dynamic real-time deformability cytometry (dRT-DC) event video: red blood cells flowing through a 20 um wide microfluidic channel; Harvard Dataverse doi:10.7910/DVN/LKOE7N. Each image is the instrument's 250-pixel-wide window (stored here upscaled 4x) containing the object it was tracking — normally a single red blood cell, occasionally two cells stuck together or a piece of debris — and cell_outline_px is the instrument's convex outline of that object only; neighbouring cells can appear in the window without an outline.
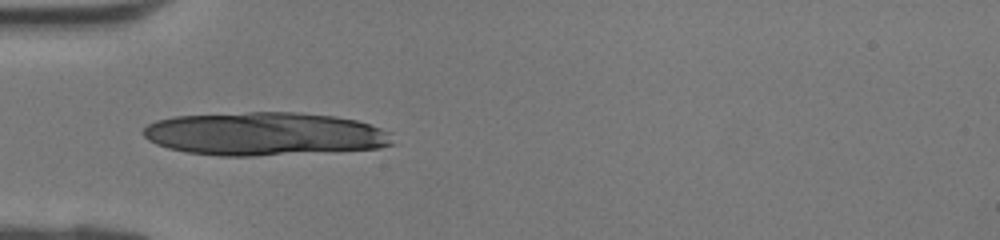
{"species": "human", "species_latin": "Homo sapiens", "temperature_condition": "room temperature", "stored_images_in_passage": 29, "camera_frame_rate_fps": 3000, "um_per_image_px": 0.085, "donor": {"sex": "female"}, "frame": {"image": 1, "passage_image": 1, "time_ms": 0.0, "image_size_px": [1000, 240], "cell_outline_px": [[396, 144], [380, 148], [256, 156], [220, 156], [188, 152], [168, 148], [156, 144], [148, 140], [144, 136], [144, 128], [148, 124], [156, 120], [176, 116], [248, 112], [296, 112], [336, 116], [356, 120], [392, 132]], "centroid_in_image_um": [22.53, 11.38], "position_along_channel_um": 62.5, "area_um2": 63.12}}
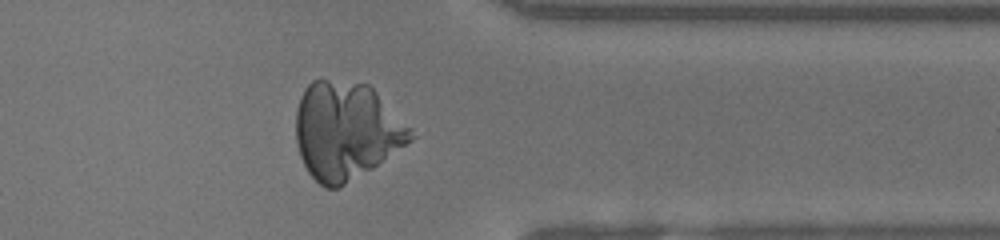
{"frame": {"image": 2, "passage_image": 21, "time_ms": 6.667, "image_size_px": [1000, 240], "cell_outline_px": [[416, 136], [412, 140], [372, 168], [340, 188], [324, 188], [308, 172], [300, 156], [296, 144], [296, 112], [300, 96], [304, 88], [312, 80], [328, 80], [368, 84], [412, 128]], "centroid_in_image_um": [29.41, 11.12], "position_along_channel_um": 382.0, "area_um2": 65.03}}
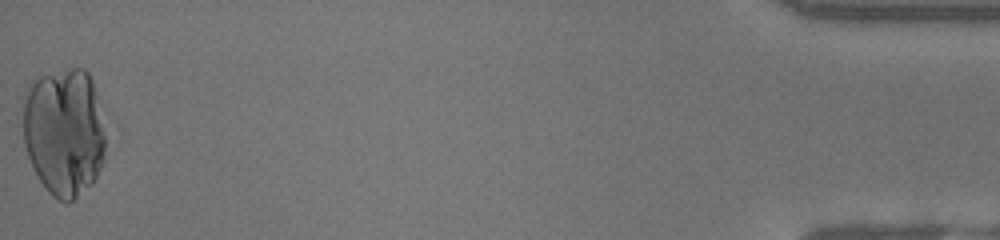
{"frame": {"image": 3, "passage_image": 29, "time_ms": 9.333, "image_size_px": [1000, 240], "cell_outline_px": [[104, 160], [92, 184], [68, 204], [52, 196], [48, 192], [40, 180], [28, 156], [24, 144], [24, 104], [28, 92], [32, 84], [40, 76], [68, 68], [84, 68], [88, 72], [92, 80], [104, 128]], "centroid_in_image_um": [5.47, 11.23], "position_along_channel_um": 429.7, "area_um2": 61.27}}